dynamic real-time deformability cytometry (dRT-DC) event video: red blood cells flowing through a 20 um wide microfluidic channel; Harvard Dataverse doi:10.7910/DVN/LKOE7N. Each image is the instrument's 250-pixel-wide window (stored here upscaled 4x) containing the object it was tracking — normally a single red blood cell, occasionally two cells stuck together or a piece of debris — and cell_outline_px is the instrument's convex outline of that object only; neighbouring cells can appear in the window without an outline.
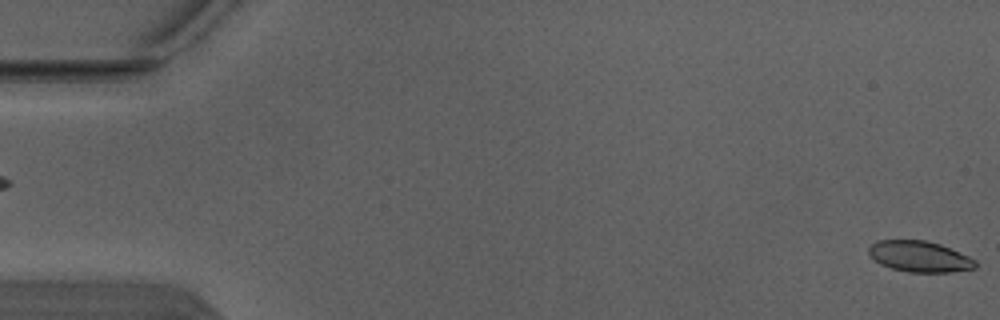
{"species": "Egyptian fruit bat (a non-hibernating species)", "species_latin": "Rousettus aegyptiacus", "temperature_condition": "warm", "stored_images_in_passage": 2, "segment_of_instrument_passage": [2, 2], "camera_frame_rate_fps": 3000, "um_per_image_px": 0.085, "animal": {"sex": "male"}, "frame": {"image": 1, "passage_image": 2, "time_ms": 0.333, "image_size_px": [1000, 320], "cell_outline_px": [[976, 268], [952, 272], [908, 272], [892, 268], [880, 264], [868, 252], [868, 248], [876, 240], [924, 240], [940, 244], [968, 256], [976, 260]], "centroid_in_image_um": [78.17, 21.8], "position_along_channel_um": 6.8, "area_um2": 19.13}}